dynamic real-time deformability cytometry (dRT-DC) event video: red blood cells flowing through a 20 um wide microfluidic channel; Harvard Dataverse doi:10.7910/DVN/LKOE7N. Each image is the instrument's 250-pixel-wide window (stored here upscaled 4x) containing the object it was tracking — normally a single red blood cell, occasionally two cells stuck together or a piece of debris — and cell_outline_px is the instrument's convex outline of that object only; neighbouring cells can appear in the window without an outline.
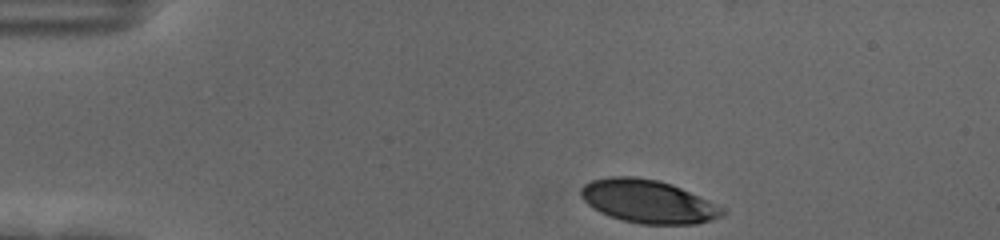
{"species": "human", "species_latin": "Homo sapiens", "temperature_condition": "cold", "stored_images_in_passage": 39, "camera_frame_rate_fps": 3000, "um_per_image_px": 0.085, "donor": {"sex": "female"}, "frame": {"image": 1, "passage_image": 1, "time_ms": 0.0, "image_size_px": [1000, 240], "cell_outline_px": [[724, 216], [696, 224], [640, 224], [624, 220], [600, 212], [592, 208], [580, 196], [580, 188], [584, 184], [592, 180], [608, 176], [632, 176], [656, 180], [672, 184], [724, 208]], "centroid_in_image_um": [55.06, 17.12], "position_along_channel_um": 29.9, "area_um2": 35.37}}
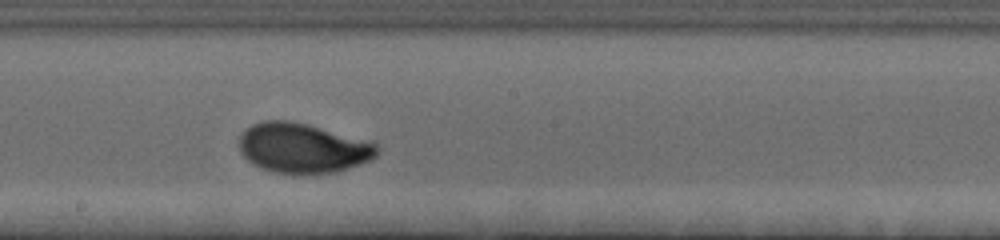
{"frame": {"image": 2, "passage_image": 23, "time_ms": 7.333, "image_size_px": [1000, 240], "cell_outline_px": [[380, 152], [372, 160], [336, 172], [308, 176], [272, 172], [260, 168], [252, 164], [240, 152], [240, 136], [252, 124], [264, 120], [288, 120], [308, 124], [376, 144], [380, 148]], "centroid_in_image_um": [25.73, 12.62], "position_along_channel_um": 222.5, "area_um2": 40.34}}
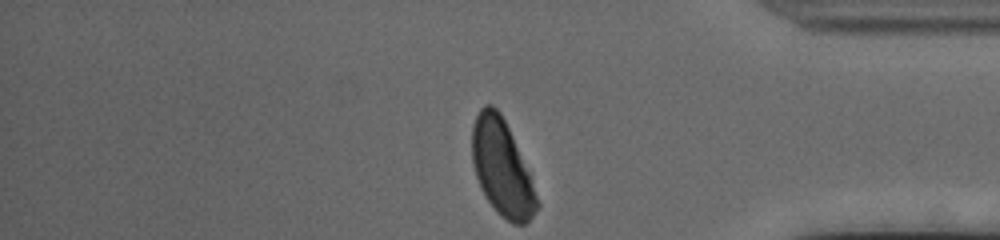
{"frame": {"image": 3, "passage_image": 39, "time_ms": 12.667, "image_size_px": [1000, 240], "cell_outline_px": [[540, 204], [532, 216], [524, 224], [512, 224], [500, 216], [496, 212], [480, 188], [472, 164], [472, 124], [480, 108], [484, 104], [492, 104], [500, 112], [512, 136], [528, 172]], "centroid_in_image_um": [42.63, 14.27], "position_along_channel_um": 392.6, "area_um2": 35.95}, "authors_computed_cell_mechanics": {"area_um2": 38.6682, "velocity_mm_per_s": 3.539, "shape_relaxation_time_tau1_ms": 3.048, "shape_relaxation_time_tau2_ms": null, "deformation_change_tau1": 0.1675, "deformation_change_tau2": null}}